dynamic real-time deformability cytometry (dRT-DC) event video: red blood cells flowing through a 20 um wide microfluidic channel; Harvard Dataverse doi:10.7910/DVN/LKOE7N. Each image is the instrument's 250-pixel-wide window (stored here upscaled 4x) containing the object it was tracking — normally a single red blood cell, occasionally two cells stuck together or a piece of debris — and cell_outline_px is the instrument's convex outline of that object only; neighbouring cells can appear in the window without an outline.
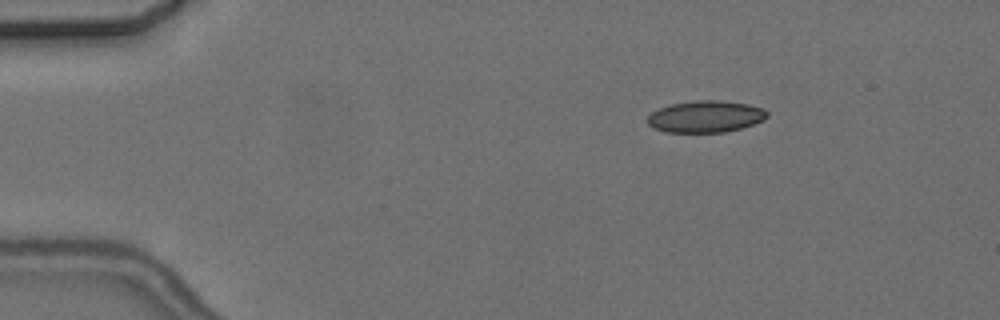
{"species": "common noctule bat (a hibernating species)", "species_latin": "Nyctalus noctula", "temperature_condition": "cold", "stored_images_in_passage": 5, "camera_frame_rate_fps": 3000, "um_per_image_px": 0.085, "animal": {"sex": "female", "body_mass_g": 24.6, "forearm_length_mm": 56.2}, "frame": {"image": 1, "passage_image": 3, "time_ms": 2.333, "image_size_px": [1000, 320], "cell_outline_px": [[768, 116], [764, 120], [740, 128], [724, 132], [664, 132], [652, 128], [648, 124], [648, 116], [652, 112], [660, 108], [672, 104], [696, 100], [720, 100], [748, 104], [764, 108], [768, 112]], "centroid_in_image_um": [59.98, 9.91], "position_along_channel_um": 25.0, "area_um2": 22.14}}